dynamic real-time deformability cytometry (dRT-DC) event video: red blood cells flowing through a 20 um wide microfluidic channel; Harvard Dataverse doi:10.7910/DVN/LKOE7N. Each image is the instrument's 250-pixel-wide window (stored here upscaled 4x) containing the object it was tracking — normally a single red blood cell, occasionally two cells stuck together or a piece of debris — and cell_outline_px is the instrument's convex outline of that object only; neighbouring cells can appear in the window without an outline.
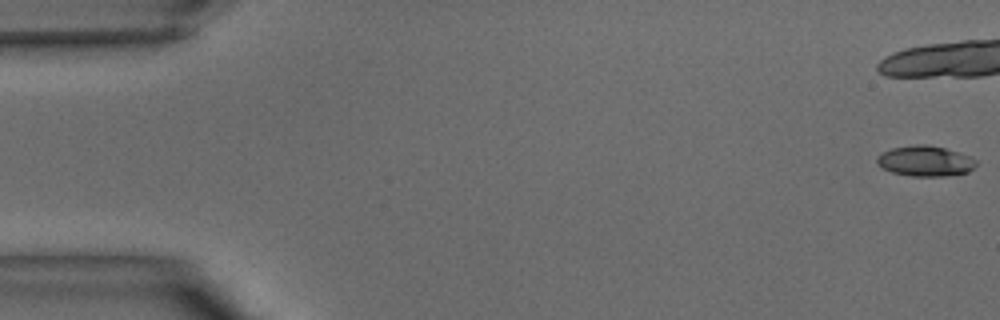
{"species": "common noctule bat (a hibernating species)", "species_latin": "Nyctalus noctula", "temperature_condition": "warm", "stored_images_in_passage": 11, "camera_frame_rate_fps": 3000, "um_per_image_px": 0.085, "animal": {"sex": "male", "body_mass_g": 15.6}, "frame": {"image": 1, "passage_image": 1, "time_ms": 0.0, "image_size_px": [1000, 320], "cell_outline_px": [[976, 164], [968, 172], [944, 176], [912, 176], [892, 172], [876, 164], [876, 156], [880, 152], [892, 148], [916, 144], [924, 144], [944, 148], [960, 152], [972, 156], [976, 160]], "centroid_in_image_um": [78.62, 13.68], "position_along_channel_um": 6.4, "area_um2": 17.69}}